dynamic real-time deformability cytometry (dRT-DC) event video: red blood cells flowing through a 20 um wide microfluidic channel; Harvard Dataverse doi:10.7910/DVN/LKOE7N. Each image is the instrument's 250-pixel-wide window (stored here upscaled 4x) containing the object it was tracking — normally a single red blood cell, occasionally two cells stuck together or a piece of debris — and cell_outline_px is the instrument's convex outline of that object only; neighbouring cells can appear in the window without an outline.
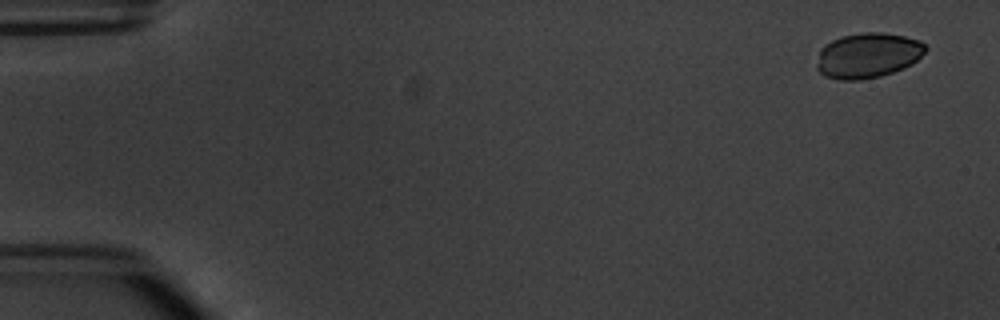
{"species": "common noctule bat (a hibernating species)", "species_latin": "Nyctalus noctula", "temperature_condition": "warm", "stored_images_in_passage": 4, "camera_frame_rate_fps": 3000, "um_per_image_px": 0.085, "animal": {"sex": "male", "body_mass_g": 20.1, "forearm_length_mm": 53.5}, "frame": {"image": 1, "passage_image": 1, "time_ms": 0.0, "image_size_px": [1000, 320], "cell_outline_px": [[928, 48], [912, 64], [904, 68], [880, 76], [860, 80], [840, 80], [824, 76], [816, 68], [816, 64], [820, 48], [824, 44], [840, 36], [860, 32], [880, 32], [904, 36], [920, 40]], "centroid_in_image_um": [73.73, 4.7], "position_along_channel_um": 11.3, "area_um2": 28.84}}